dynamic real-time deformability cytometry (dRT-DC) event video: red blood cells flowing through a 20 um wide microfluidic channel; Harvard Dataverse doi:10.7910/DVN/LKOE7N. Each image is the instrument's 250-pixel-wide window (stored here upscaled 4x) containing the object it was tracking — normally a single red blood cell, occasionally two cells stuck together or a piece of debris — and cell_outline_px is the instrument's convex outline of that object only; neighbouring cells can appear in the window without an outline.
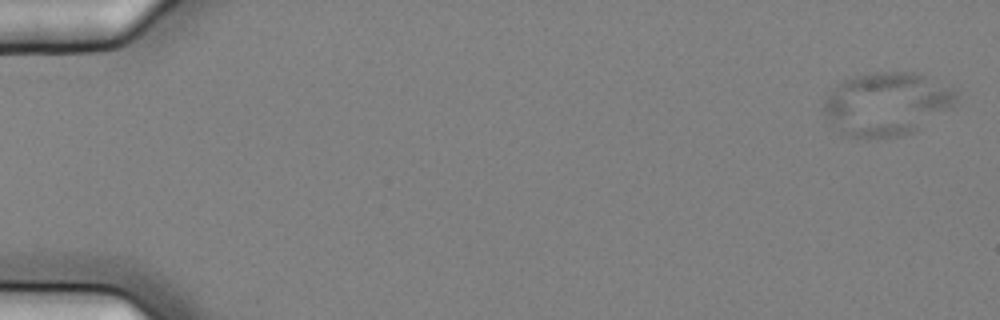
{"species": "common noctule bat (a hibernating species)", "species_latin": "Nyctalus noctula", "temperature_condition": "cold", "stored_images_in_passage": 5, "segment_of_instrument_passage": [1, 2], "camera_frame_rate_fps": 3000, "um_per_image_px": 0.085, "animal": {"sex": "female", "body_mass_g": 25.1}, "frame": {"image": 1, "passage_image": 1, "time_ms": 0.0, "image_size_px": [1000, 320], "cell_outline_px": [[956, 104], [952, 108], [920, 128], [912, 132], [900, 136], [876, 140], [868, 140], [848, 136], [840, 132], [824, 116], [824, 100], [828, 92], [832, 88], [844, 80], [856, 76], [872, 72], [916, 72], [956, 88]], "centroid_in_image_um": [75.37, 8.85], "position_along_channel_um": 9.6, "area_um2": 49.53}}
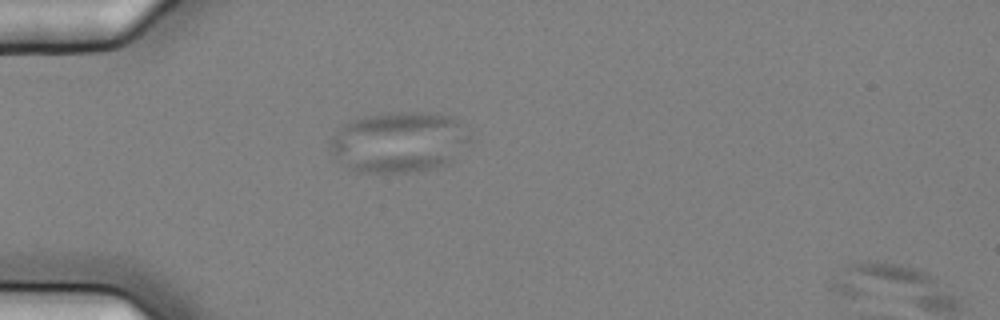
{"frame": {"image": 2, "passage_image": 4, "time_ms": 1.0, "image_size_px": [1000, 320], "cell_outline_px": [[476, 140], [448, 164], [420, 172], [356, 172], [336, 160], [328, 140], [344, 124], [352, 120], [364, 116], [384, 112], [436, 112], [452, 116], [460, 120], [472, 128]], "centroid_in_image_um": [34.06, 12.05], "position_along_channel_um": 50.9, "area_um2": 51.21}}